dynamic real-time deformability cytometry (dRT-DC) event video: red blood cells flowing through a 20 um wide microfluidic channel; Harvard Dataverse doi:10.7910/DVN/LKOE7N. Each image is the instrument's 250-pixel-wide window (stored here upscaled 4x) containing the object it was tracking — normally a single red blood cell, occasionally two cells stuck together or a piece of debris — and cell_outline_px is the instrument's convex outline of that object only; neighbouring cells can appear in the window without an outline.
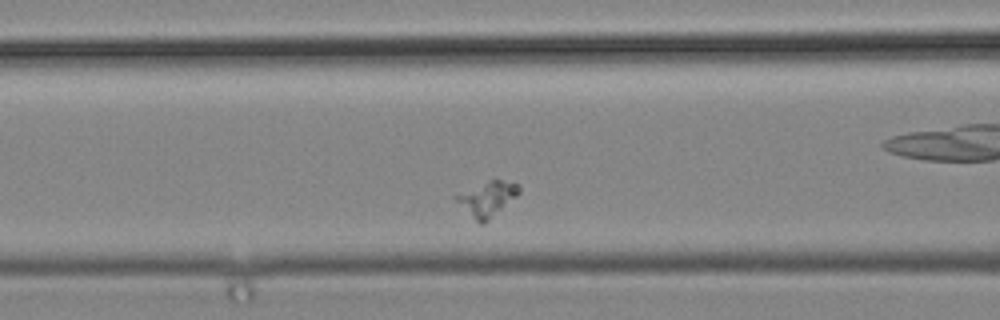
{"species": "common noctule bat (a hibernating species)", "species_latin": "Nyctalus noctula", "temperature_condition": "cold", "stored_images_in_passage": 43, "camera_frame_rate_fps": 3000, "um_per_image_px": 0.085, "animal": {"sex": "male", "body_mass_g": 19.2, "forearm_length_mm": 51.8}, "frame": {"image": 1, "passage_image": 14, "time_ms": 4.333, "image_size_px": [1000, 320], "cell_outline_px": [[520, 192], [516, 196], [484, 224], [480, 224], [452, 196], [496, 176], [516, 184], [520, 188]], "centroid_in_image_um": [41.43, 16.84], "position_along_channel_um": 125.2, "area_um2": 12.6}}
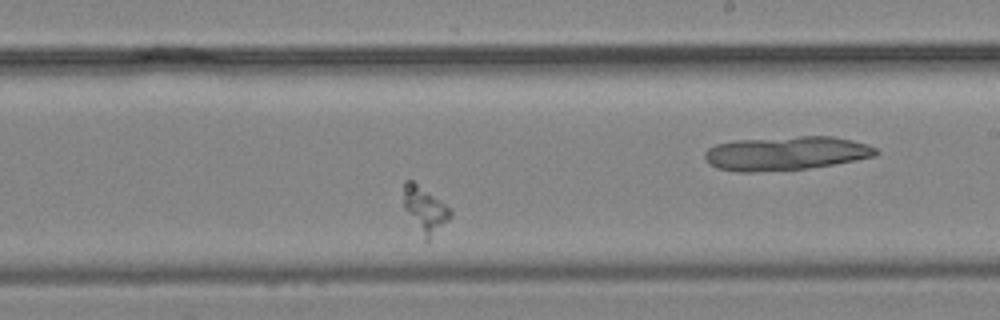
{"frame": {"image": 2, "passage_image": 24, "time_ms": 7.667, "image_size_px": [1000, 320], "cell_outline_px": [[452, 216], [428, 240], [424, 240], [404, 208], [404, 180], [412, 180], [444, 204], [452, 212]], "centroid_in_image_um": [36.09, 17.82], "position_along_channel_um": 252.9, "area_um2": 12.02}}
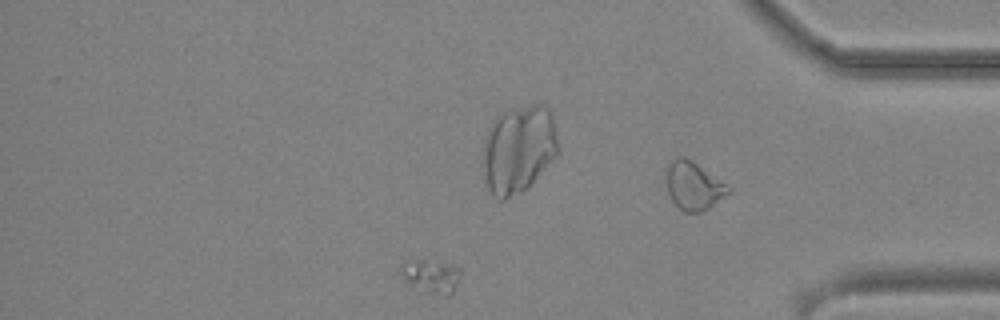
{"frame": {"image": 3, "passage_image": 38, "time_ms": 12.333, "image_size_px": [1000, 320], "cell_outline_px": [[460, 276], [452, 292], [448, 296], [444, 296], [420, 292], [412, 288], [400, 276], [400, 264], [404, 260], [420, 260], [452, 264], [460, 268]], "centroid_in_image_um": [36.57, 23.5], "position_along_channel_um": 398.6, "area_um2": 12.08}}